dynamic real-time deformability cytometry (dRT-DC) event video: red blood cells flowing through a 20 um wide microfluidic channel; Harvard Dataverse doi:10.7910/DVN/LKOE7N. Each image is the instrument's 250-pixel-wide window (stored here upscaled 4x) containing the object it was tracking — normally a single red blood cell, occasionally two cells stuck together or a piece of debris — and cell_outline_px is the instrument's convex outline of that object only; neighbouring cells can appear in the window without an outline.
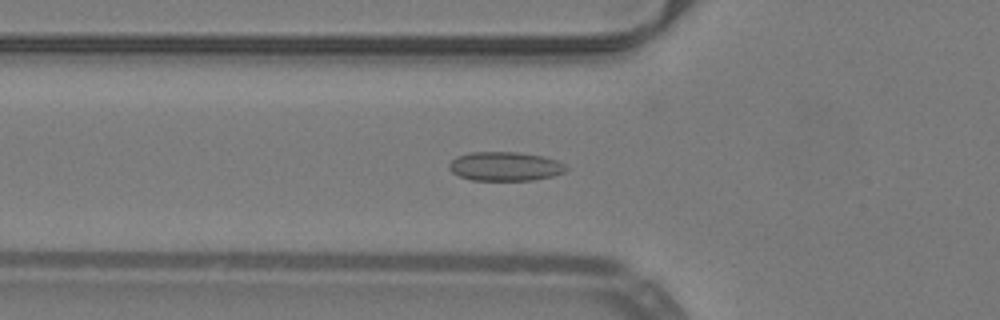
{"species": "common noctule bat (a hibernating species)", "species_latin": "Nyctalus noctula", "temperature_condition": "warm", "stored_images_in_passage": 51, "camera_frame_rate_fps": 3000, "um_per_image_px": 0.085, "animal": {"sex": "male", "body_mass_g": 19.2, "forearm_length_mm": 51.8}, "frame": {"image": 1, "passage_image": 18, "time_ms": 5.667, "image_size_px": [1000, 320], "cell_outline_px": [[568, 168], [564, 172], [552, 176], [532, 180], [472, 180], [460, 176], [452, 172], [448, 168], [448, 164], [456, 156], [472, 152], [520, 152], [544, 156], [556, 160], [564, 164]], "centroid_in_image_um": [42.92, 14.13], "position_along_channel_um": 82.9, "area_um2": 19.83}}
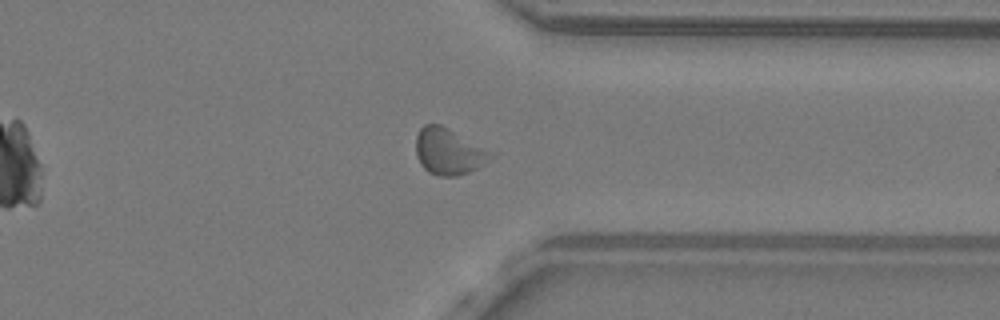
{"frame": {"image": 2, "passage_image": 40, "time_ms": 13.0, "image_size_px": [1000, 320], "cell_outline_px": [[496, 156], [484, 164], [468, 172], [456, 176], [440, 176], [428, 172], [420, 164], [416, 156], [416, 136], [420, 128], [424, 124], [440, 124], [448, 128]], "centroid_in_image_um": [38.08, 12.89], "position_along_channel_um": 373.3, "area_um2": 19.83}}
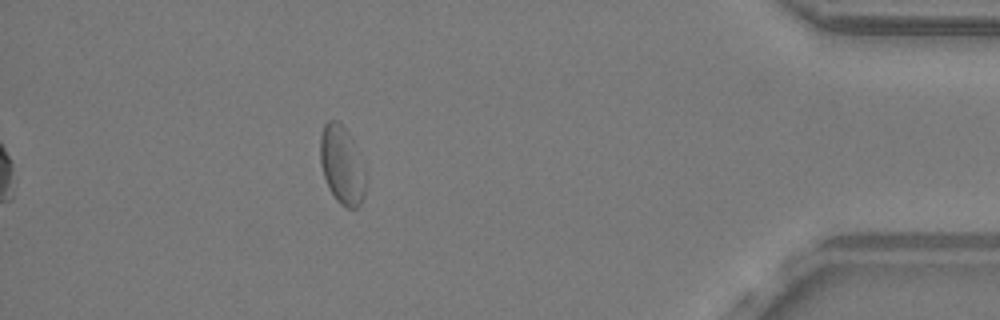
{"frame": {"image": 3, "passage_image": 46, "time_ms": 15.0, "image_size_px": [1000, 320], "cell_outline_px": [[364, 196], [360, 204], [356, 208], [348, 208], [340, 204], [336, 200], [328, 188], [320, 164], [320, 136], [324, 124], [328, 120], [336, 120], [348, 132], [364, 164]], "centroid_in_image_um": [29.04, 14.03], "position_along_channel_um": 406.2, "area_um2": 20.63}, "authors_computed_cell_mechanics": {"area_um2": 19.8254, "velocity_mm_per_s": 3.9734, "shape_relaxation_time_tau1_ms": null, "shape_relaxation_time_tau2_ms": 1.4287, "deformation_change_tau1": null, "deformation_change_tau2": 0.0708}}